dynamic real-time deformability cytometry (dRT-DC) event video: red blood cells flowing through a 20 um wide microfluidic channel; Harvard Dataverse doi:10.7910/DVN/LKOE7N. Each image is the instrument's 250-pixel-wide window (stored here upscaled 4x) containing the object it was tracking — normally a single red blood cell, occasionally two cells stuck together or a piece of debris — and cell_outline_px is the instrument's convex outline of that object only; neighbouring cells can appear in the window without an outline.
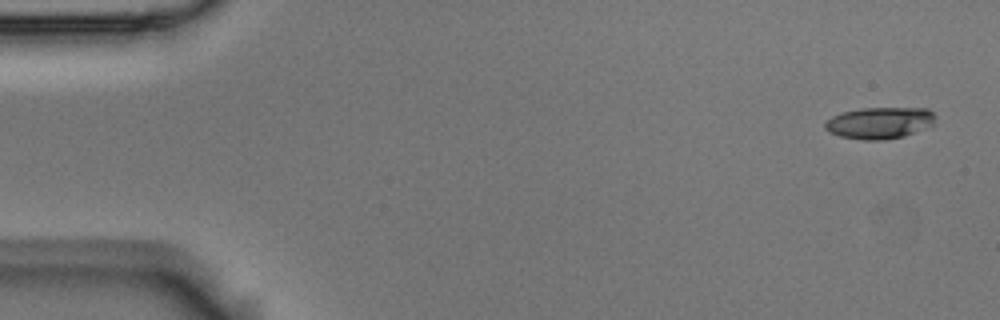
{"species": "Egyptian fruit bat (a non-hibernating species)", "species_latin": "Rousettus aegyptiacus", "temperature_condition": "room temperature", "stored_images_in_passage": 6, "segment_of_instrument_passage": [2, 2], "camera_frame_rate_fps": 3000, "um_per_image_px": 0.085, "animal": {"sex": "male"}, "frame": {"image": 1, "passage_image": 6, "time_ms": 1.667, "image_size_px": [1000, 320], "cell_outline_px": [[936, 116], [932, 124], [904, 136], [884, 140], [864, 140], [840, 136], [828, 132], [824, 128], [824, 120], [832, 116], [844, 112], [860, 108], [928, 108]], "centroid_in_image_um": [74.71, 10.44], "position_along_channel_um": 10.3, "area_um2": 20.29}}